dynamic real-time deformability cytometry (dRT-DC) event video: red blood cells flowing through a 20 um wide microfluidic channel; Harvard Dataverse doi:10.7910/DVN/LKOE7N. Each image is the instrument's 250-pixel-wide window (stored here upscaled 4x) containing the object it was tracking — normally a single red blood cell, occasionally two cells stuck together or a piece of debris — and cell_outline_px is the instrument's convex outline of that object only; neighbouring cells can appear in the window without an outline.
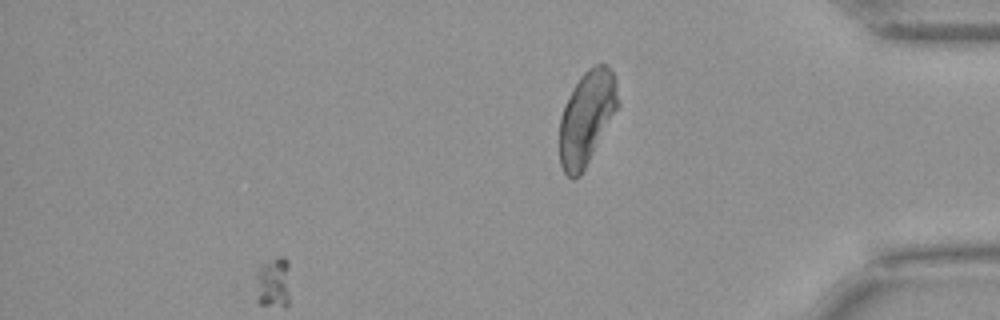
{"species": "Egyptian fruit bat (a non-hibernating species)", "species_latin": "Rousettus aegyptiacus", "temperature_condition": "warm", "stored_images_in_passage": 40, "segment_of_instrument_passage": [2, 2], "camera_frame_rate_fps": 3000, "um_per_image_px": 0.085, "animal": {"sex": "female"}, "frame": {"image": 1, "passage_image": 40, "time_ms": 13.0, "image_size_px": [1000, 320], "cell_outline_px": [[620, 104], [580, 176], [572, 180], [564, 172], [560, 164], [560, 116], [564, 104], [572, 88], [580, 76], [588, 68], [596, 64], [608, 64], [612, 68], [616, 76]], "centroid_in_image_um": [49.89, 9.95], "position_along_channel_um": 385.3, "area_um2": 32.19}}